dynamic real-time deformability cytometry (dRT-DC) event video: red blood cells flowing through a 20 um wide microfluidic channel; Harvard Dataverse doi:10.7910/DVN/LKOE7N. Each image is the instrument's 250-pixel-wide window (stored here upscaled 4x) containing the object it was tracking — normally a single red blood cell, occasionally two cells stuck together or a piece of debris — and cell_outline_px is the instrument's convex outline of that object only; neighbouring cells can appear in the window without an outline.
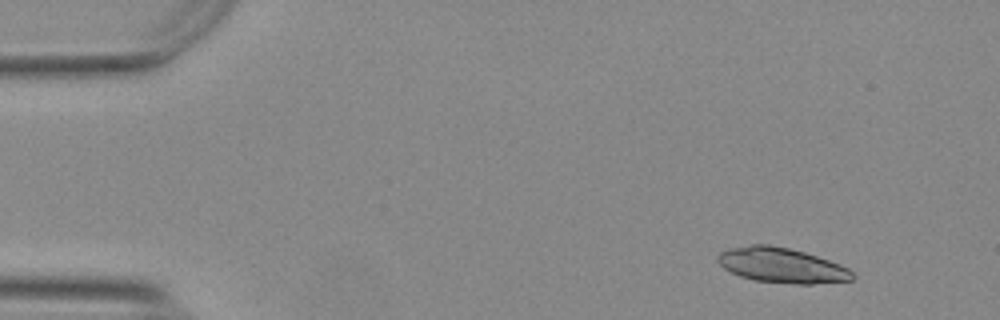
{"species": "Egyptian fruit bat (a non-hibernating species)", "species_latin": "Rousettus aegyptiacus", "temperature_condition": "warm", "stored_images_in_passage": 50, "camera_frame_rate_fps": 3000, "um_per_image_px": 0.085, "animal": {"sex": "female"}, "frame": {"image": 1, "passage_image": 1, "time_ms": 0.0, "image_size_px": [1000, 320], "cell_outline_px": [[856, 276], [852, 280], [812, 284], [796, 284], [756, 280], [740, 276], [724, 268], [716, 260], [716, 256], [720, 252], [728, 248], [752, 244], [768, 244], [788, 248], [804, 252], [840, 264], [848, 268]], "centroid_in_image_um": [66.43, 22.54], "position_along_channel_um": 18.6, "area_um2": 27.4}}
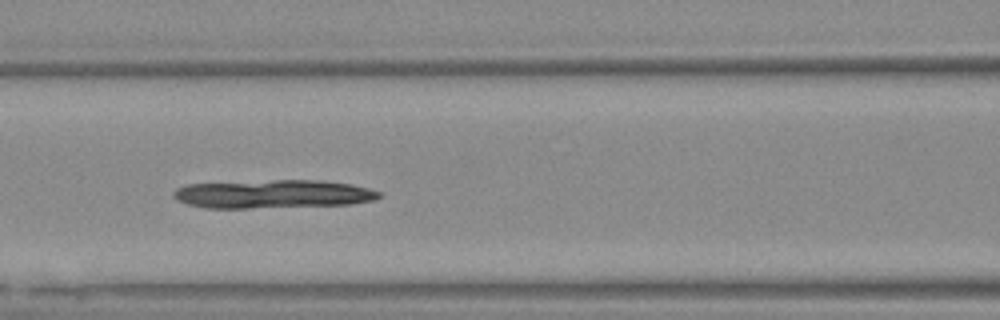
{"frame": {"image": 2, "passage_image": 19, "time_ms": 6.0, "image_size_px": [1000, 320], "cell_outline_px": [[384, 196], [376, 200], [352, 204], [248, 208], [204, 208], [188, 204], [176, 200], [172, 196], [172, 192], [176, 188], [188, 184], [276, 180], [320, 180], [352, 184], [368, 188], [380, 192]], "centroid_in_image_um": [23.22, 16.49], "position_along_channel_um": 143.4, "area_um2": 34.22}}
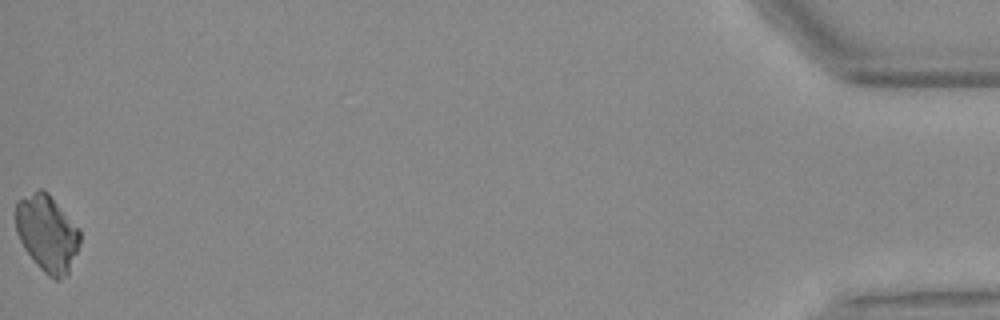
{"frame": {"image": 3, "passage_image": 50, "time_ms": 16.333, "image_size_px": [1000, 320], "cell_outline_px": [[80, 244], [68, 276], [56, 280], [48, 276], [32, 260], [24, 248], [16, 232], [16, 200], [40, 188], [44, 188], [48, 192], [80, 228]], "centroid_in_image_um": [4.02, 19.82], "position_along_channel_um": 431.2, "area_um2": 29.13}}